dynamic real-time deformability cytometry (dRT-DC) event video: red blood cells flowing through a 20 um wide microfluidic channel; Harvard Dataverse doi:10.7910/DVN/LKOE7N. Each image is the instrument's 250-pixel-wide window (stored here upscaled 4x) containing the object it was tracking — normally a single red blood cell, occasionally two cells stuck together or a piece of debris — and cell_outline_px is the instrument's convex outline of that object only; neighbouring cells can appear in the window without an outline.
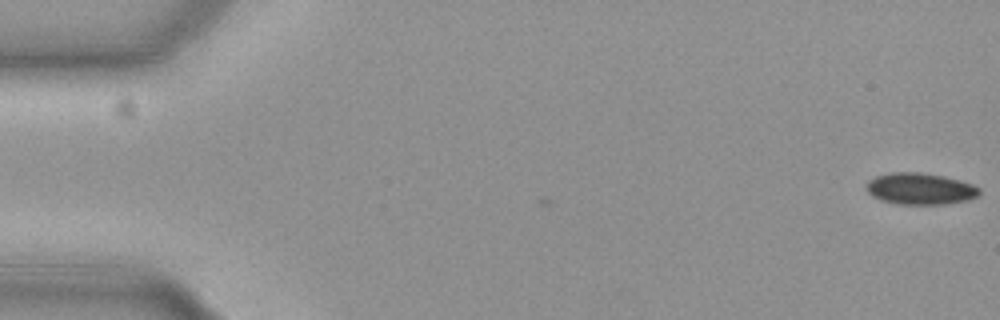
{"species": "common noctule bat (a hibernating species)", "species_latin": "Nyctalus noctula", "temperature_condition": "cold", "stored_images_in_passage": 6, "camera_frame_rate_fps": 3000, "um_per_image_px": 0.085, "animal": {"sex": "female", "body_mass_g": 19.3, "forearm_length_mm": 54.1}, "frame": {"image": 1, "passage_image": 1, "time_ms": 0.0, "image_size_px": [1000, 320], "cell_outline_px": [[980, 192], [976, 196], [964, 200], [944, 204], [896, 204], [880, 200], [872, 196], [868, 192], [868, 180], [876, 176], [888, 172], [920, 172], [944, 176], [960, 180], [972, 184], [980, 188]], "centroid_in_image_um": [78.19, 16.03], "position_along_channel_um": 6.8, "area_um2": 20.69}}